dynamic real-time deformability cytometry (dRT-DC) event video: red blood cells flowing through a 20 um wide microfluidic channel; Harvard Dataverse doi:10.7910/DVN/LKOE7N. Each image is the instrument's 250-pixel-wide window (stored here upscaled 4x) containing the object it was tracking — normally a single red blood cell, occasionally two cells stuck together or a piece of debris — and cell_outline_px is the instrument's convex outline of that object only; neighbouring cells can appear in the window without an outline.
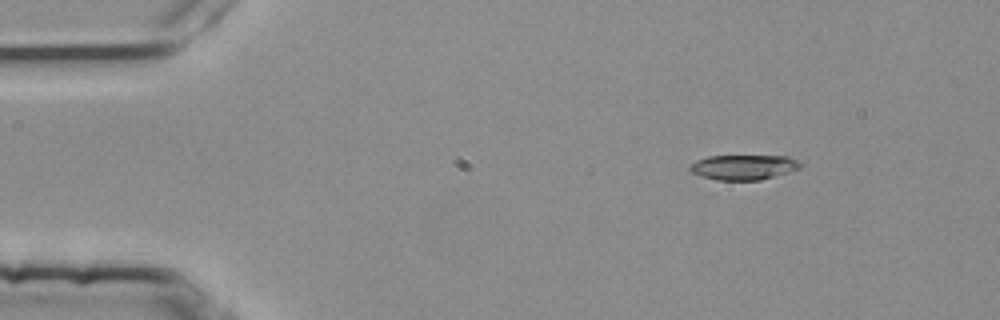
{"species": "common noctule bat (a hibernating species)", "species_latin": "Nyctalus noctula", "temperature_condition": "room temperature", "stored_images_in_passage": 3, "camera_frame_rate_fps": 3000, "um_per_image_px": 0.085, "animal": {"sex": "female", "body_mass_g": 25.1}, "frame": {"image": 1, "passage_image": 1, "time_ms": 0.0, "image_size_px": [1000, 320], "cell_outline_px": [[800, 168], [788, 172], [760, 180], [716, 180], [700, 176], [692, 172], [688, 168], [688, 164], [696, 160], [708, 156], [788, 156], [796, 160], [800, 164]], "centroid_in_image_um": [63.14, 14.21], "position_along_channel_um": 21.9, "area_um2": 16.07}}
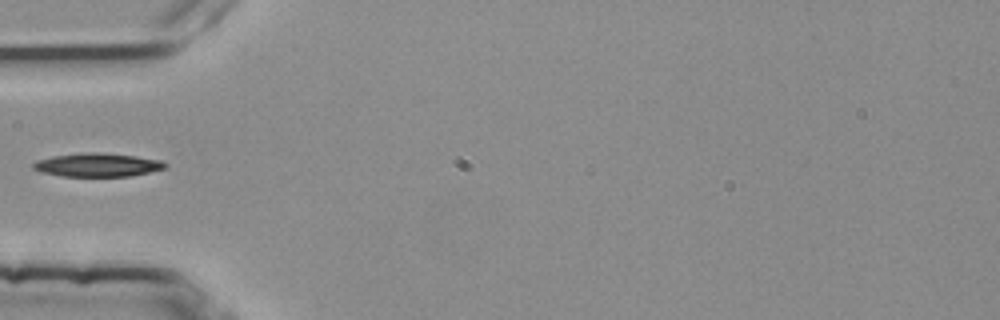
{"frame": {"image": 2, "passage_image": 3, "time_ms": 0.667, "image_size_px": [1000, 320], "cell_outline_px": [[168, 168], [128, 176], [60, 176], [40, 172], [32, 168], [32, 164], [36, 160], [52, 156], [84, 152], [100, 152], [136, 156], [160, 160], [168, 164]], "centroid_in_image_um": [8.26, 14.01], "position_along_channel_um": 76.7, "area_um2": 18.21}}